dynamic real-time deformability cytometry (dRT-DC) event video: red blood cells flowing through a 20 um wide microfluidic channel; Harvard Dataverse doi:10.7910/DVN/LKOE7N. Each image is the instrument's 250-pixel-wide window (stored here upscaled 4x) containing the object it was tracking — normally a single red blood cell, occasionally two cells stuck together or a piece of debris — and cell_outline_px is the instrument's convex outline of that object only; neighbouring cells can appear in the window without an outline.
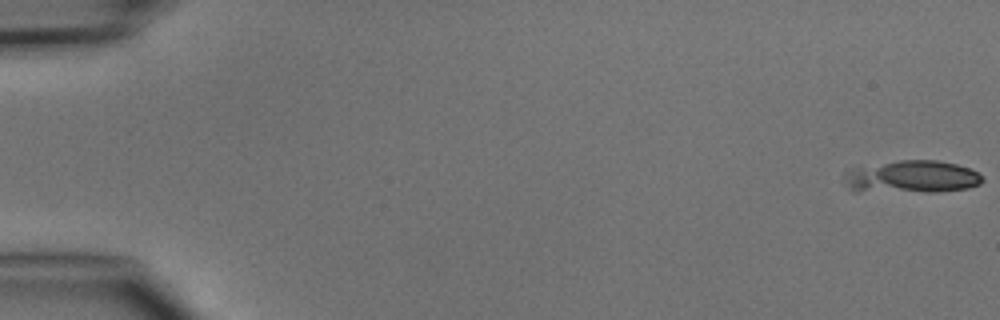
{"species": "common noctule bat (a hibernating species)", "species_latin": "Nyctalus noctula", "temperature_condition": "cold", "stored_images_in_passage": 6, "camera_frame_rate_fps": 3000, "um_per_image_px": 0.085, "animal": {"sex": "male", "body_mass_g": 15.6}, "frame": {"image": 1, "passage_image": 1, "time_ms": 0.0, "image_size_px": [1000, 320], "cell_outline_px": [[984, 180], [980, 184], [968, 188], [936, 192], [852, 192], [840, 180], [844, 168], [900, 160], [936, 160], [956, 164], [968, 168], [976, 172]], "centroid_in_image_um": [77.32, 15.04], "position_along_channel_um": 7.7, "area_um2": 27.17}}
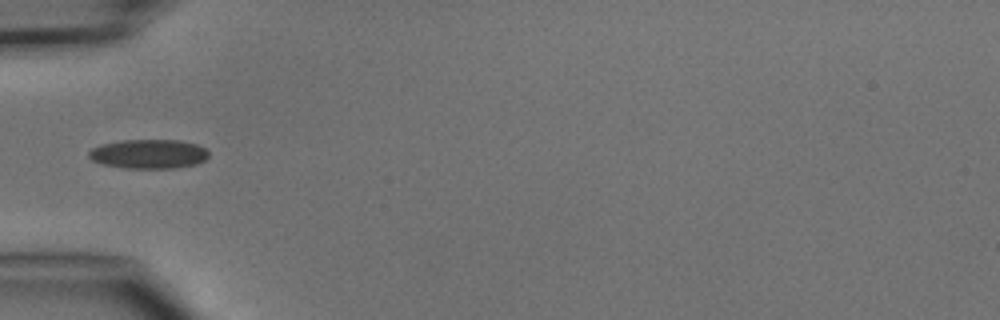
{"frame": {"image": 2, "passage_image": 5, "time_ms": 5.333, "image_size_px": [1000, 320], "cell_outline_px": [[208, 156], [204, 160], [196, 164], [176, 168], [124, 168], [100, 164], [92, 160], [88, 156], [88, 152], [92, 148], [100, 144], [124, 140], [176, 140], [196, 144], [204, 148], [208, 152]], "centroid_in_image_um": [12.6, 13.09], "position_along_channel_um": 72.4, "area_um2": 20.46}}